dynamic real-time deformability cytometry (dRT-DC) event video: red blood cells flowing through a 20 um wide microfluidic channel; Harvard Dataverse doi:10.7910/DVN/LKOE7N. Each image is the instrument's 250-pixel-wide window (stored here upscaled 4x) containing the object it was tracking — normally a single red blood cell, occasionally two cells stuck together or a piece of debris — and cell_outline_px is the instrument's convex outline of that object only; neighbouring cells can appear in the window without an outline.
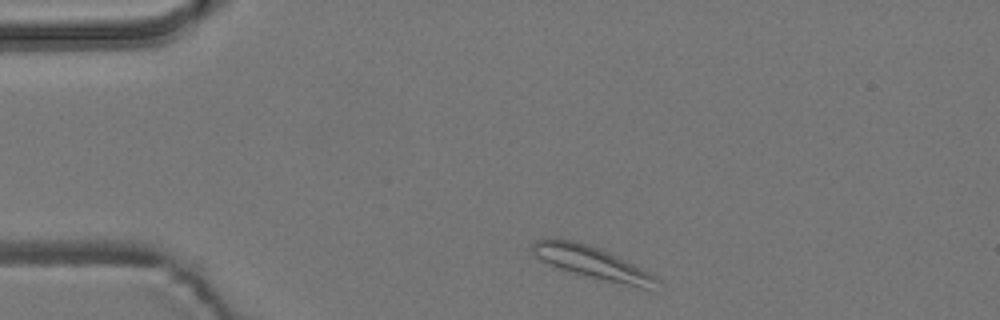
{"species": "common noctule bat (a hibernating species)", "species_latin": "Nyctalus noctula", "temperature_condition": "room temperature", "stored_images_in_passage": 4, "camera_frame_rate_fps": 3000, "um_per_image_px": 0.085, "animal": {"sex": "male", "body_mass_g": 19.2, "forearm_length_mm": 51.8}, "frame": {"image": 1, "passage_image": 1, "time_ms": 0.0, "image_size_px": [1000, 320], "cell_outline_px": [[660, 280], [648, 288], [640, 288], [588, 276], [560, 268], [540, 260], [532, 252], [532, 244], [536, 240], [552, 236], [556, 236], [576, 240], [600, 248], [656, 276]], "centroid_in_image_um": [50.22, 22.25], "position_along_channel_um": 34.8, "area_um2": 23.12}}
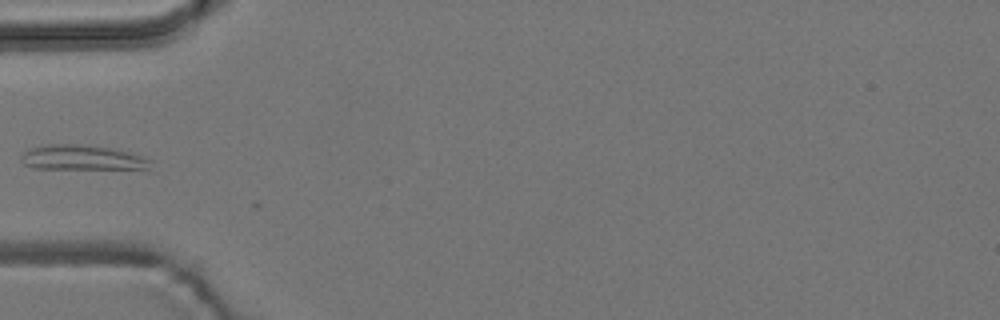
{"frame": {"image": 2, "passage_image": 3, "time_ms": 0.667, "image_size_px": [1000, 320], "cell_outline_px": [[152, 160], [148, 172], [32, 168], [24, 164], [20, 160], [20, 156], [24, 152], [32, 148], [48, 144], [80, 144], [116, 148], [144, 156]], "centroid_in_image_um": [7.18, 13.46], "position_along_channel_um": 77.8, "area_um2": 20.4}}